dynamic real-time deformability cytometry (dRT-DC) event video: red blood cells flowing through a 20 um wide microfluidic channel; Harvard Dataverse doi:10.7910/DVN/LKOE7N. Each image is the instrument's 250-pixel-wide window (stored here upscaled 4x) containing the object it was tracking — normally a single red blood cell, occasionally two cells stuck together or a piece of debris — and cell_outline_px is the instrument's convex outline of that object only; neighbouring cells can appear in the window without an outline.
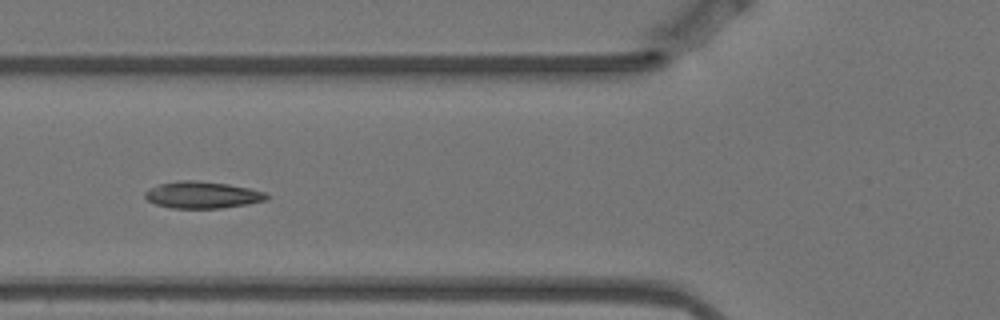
{"species": "Egyptian fruit bat (a non-hibernating species)", "species_latin": "Rousettus aegyptiacus", "temperature_condition": "warm", "stored_images_in_passage": 13, "camera_frame_rate_fps": 3000, "um_per_image_px": 0.085, "animal": {"sex": "female"}, "frame": {"image": 1, "passage_image": 4, "time_ms": 1.0, "image_size_px": [1000, 320], "cell_outline_px": [[268, 200], [248, 204], [220, 208], [172, 208], [156, 204], [148, 200], [144, 196], [144, 192], [160, 184], [176, 180], [196, 180], [228, 184], [248, 188], [264, 192], [268, 196]], "centroid_in_image_um": [17.2, 16.56], "position_along_channel_um": 108.6, "area_um2": 18.9}}
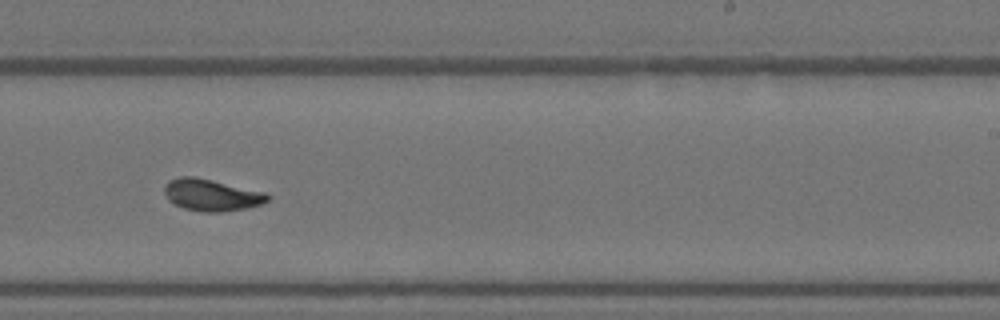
{"frame": {"image": 2, "passage_image": 8, "time_ms": 2.333, "image_size_px": [1000, 320], "cell_outline_px": [[272, 196], [264, 204], [248, 208], [220, 212], [200, 212], [184, 208], [168, 200], [164, 192], [164, 184], [168, 180], [180, 176], [192, 176], [264, 192]], "centroid_in_image_um": [17.97, 16.58], "position_along_channel_um": 271.0, "area_um2": 19.13}}
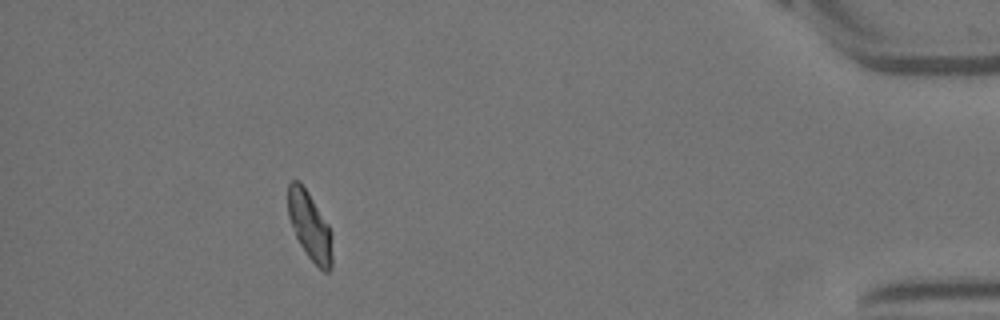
{"frame": {"image": 3, "passage_image": 12, "time_ms": 3.667, "image_size_px": [1000, 320], "cell_outline_px": [[332, 268], [328, 272], [324, 272], [308, 256], [300, 244], [296, 236], [288, 216], [288, 184], [292, 180], [300, 180], [308, 192], [328, 224], [332, 236]], "centroid_in_image_um": [26.34, 19.2], "position_along_channel_um": 408.9, "area_um2": 17.51}}